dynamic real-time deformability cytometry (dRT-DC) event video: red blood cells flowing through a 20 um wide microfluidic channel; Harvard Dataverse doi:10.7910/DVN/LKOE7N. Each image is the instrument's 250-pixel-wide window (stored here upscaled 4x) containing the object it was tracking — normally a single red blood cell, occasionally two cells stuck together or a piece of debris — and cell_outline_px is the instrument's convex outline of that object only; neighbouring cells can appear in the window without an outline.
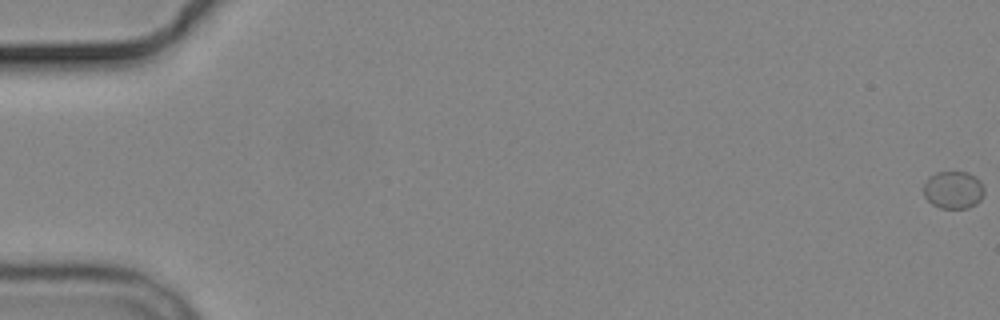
{"species": "common noctule bat (a hibernating species)", "species_latin": "Nyctalus noctula", "temperature_condition": "cold", "stored_images_in_passage": 8, "camera_frame_rate_fps": 3000, "um_per_image_px": 0.085, "animal": {"sex": "male", "body_mass_g": 19.2, "forearm_length_mm": 51.8}, "frame": {"image": 1, "passage_image": 1, "time_ms": 0.0, "image_size_px": [1000, 320], "cell_outline_px": [[984, 192], [980, 200], [976, 204], [968, 208], [940, 208], [932, 204], [924, 196], [924, 180], [928, 176], [936, 172], [968, 172], [976, 176], [980, 180], [984, 188]], "centroid_in_image_um": [81.03, 16.13], "position_along_channel_um": 4.0, "area_um2": 13.47}}
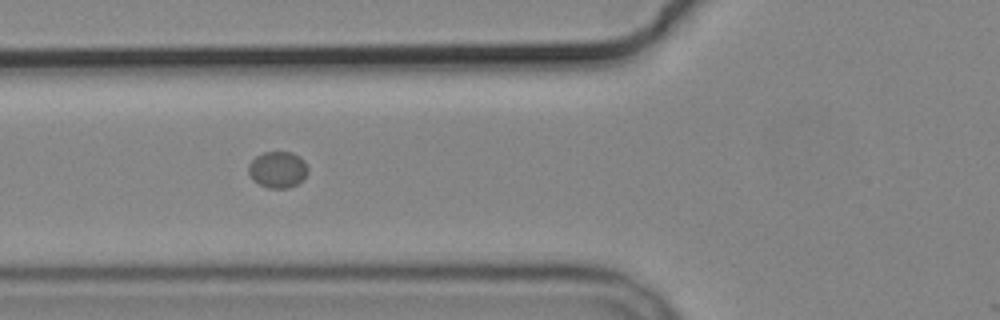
{"frame": {"image": 2, "passage_image": 7, "time_ms": 7.333, "image_size_px": [1000, 320], "cell_outline_px": [[308, 172], [304, 180], [288, 188], [268, 188], [252, 180], [248, 172], [248, 164], [256, 156], [264, 152], [292, 152], [300, 156], [304, 160], [308, 168]], "centroid_in_image_um": [23.62, 14.41], "position_along_channel_um": 102.2, "area_um2": 12.77}}
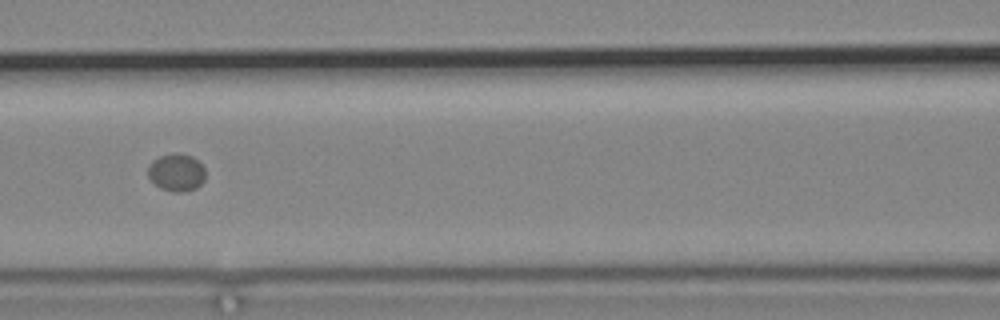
{"frame": {"image": 3, "passage_image": 8, "time_ms": 8.667, "image_size_px": [1000, 320], "cell_outline_px": [[204, 180], [196, 188], [184, 192], [172, 192], [160, 188], [148, 176], [148, 168], [152, 160], [160, 156], [172, 152], [180, 152], [192, 156], [204, 168]], "centroid_in_image_um": [14.99, 14.64], "position_along_channel_um": 151.6, "area_um2": 12.6}}